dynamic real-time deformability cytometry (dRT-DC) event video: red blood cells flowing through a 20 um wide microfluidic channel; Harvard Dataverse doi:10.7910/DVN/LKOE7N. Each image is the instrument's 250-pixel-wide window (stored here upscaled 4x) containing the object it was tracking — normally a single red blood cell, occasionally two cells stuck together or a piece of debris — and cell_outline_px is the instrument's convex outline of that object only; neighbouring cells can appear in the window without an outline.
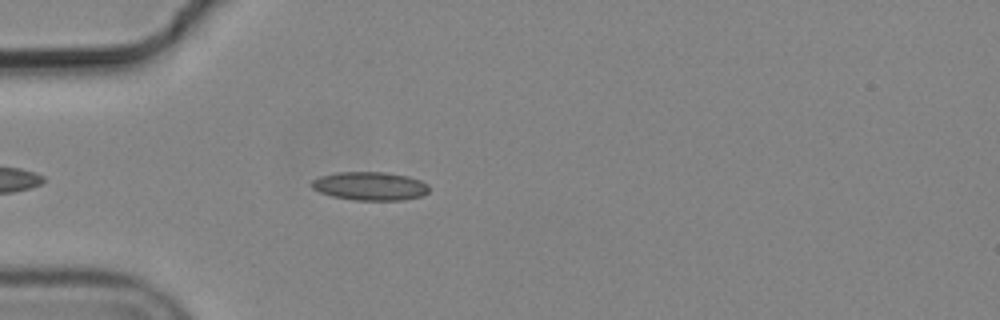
{"species": "common noctule bat (a hibernating species)", "species_latin": "Nyctalus noctula", "temperature_condition": "cold", "stored_images_in_passage": 3, "camera_frame_rate_fps": 3000, "um_per_image_px": 0.085, "animal": {"sex": "male", "body_mass_g": 19.2, "forearm_length_mm": 51.8}, "frame": {"image": 1, "passage_image": 3, "time_ms": 0.667, "image_size_px": [1000, 320], "cell_outline_px": [[428, 192], [420, 196], [404, 200], [352, 200], [332, 196], [320, 192], [312, 188], [312, 180], [320, 176], [336, 172], [388, 172], [408, 176], [420, 180], [428, 184]], "centroid_in_image_um": [31.45, 15.81], "position_along_channel_um": 53.5, "area_um2": 19.54}}